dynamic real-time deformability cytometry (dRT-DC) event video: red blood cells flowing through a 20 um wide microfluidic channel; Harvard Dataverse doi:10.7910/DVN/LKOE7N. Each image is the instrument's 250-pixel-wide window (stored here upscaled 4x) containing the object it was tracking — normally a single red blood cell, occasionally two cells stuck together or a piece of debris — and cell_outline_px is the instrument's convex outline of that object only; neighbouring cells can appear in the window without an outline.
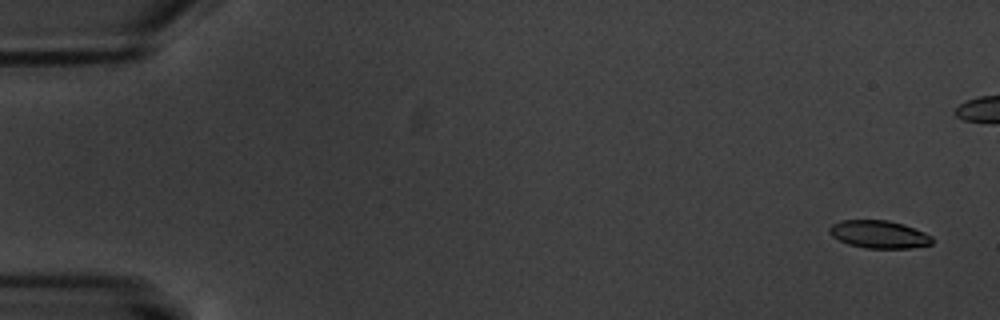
{"species": "common noctule bat (a hibernating species)", "species_latin": "Nyctalus noctula", "temperature_condition": "warm", "stored_images_in_passage": 18, "camera_frame_rate_fps": 3000, "um_per_image_px": 0.085, "animal": {"sex": "male", "body_mass_g": 20.1, "forearm_length_mm": 53.5}, "frame": {"image": 1, "passage_image": 1, "time_ms": 0.0, "image_size_px": [1000, 320], "cell_outline_px": [[932, 244], [912, 248], [864, 248], [848, 244], [832, 236], [828, 232], [828, 228], [832, 224], [840, 220], [888, 220], [904, 224], [924, 232], [932, 236]], "centroid_in_image_um": [74.7, 19.91], "position_along_channel_um": 10.3, "area_um2": 16.7}}
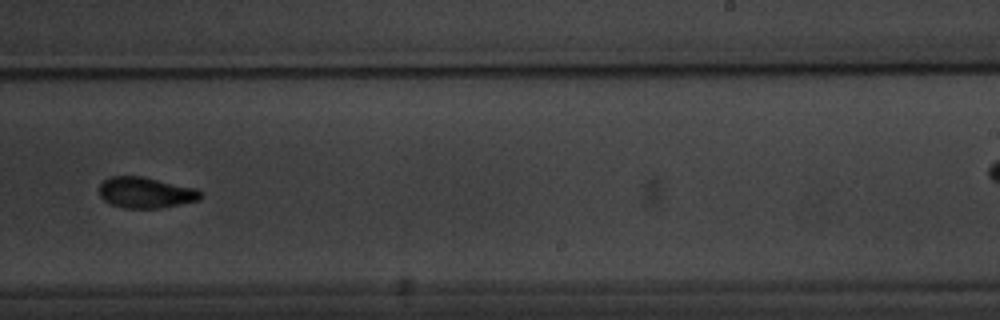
{"frame": {"image": 2, "passage_image": 11, "time_ms": 12.0, "image_size_px": [1000, 320], "cell_outline_px": [[204, 192], [200, 200], [160, 208], [124, 208], [112, 204], [104, 200], [100, 196], [100, 184], [108, 176], [140, 176], [196, 188]], "centroid_in_image_um": [12.41, 16.37], "position_along_channel_um": 276.6, "area_um2": 18.26}}
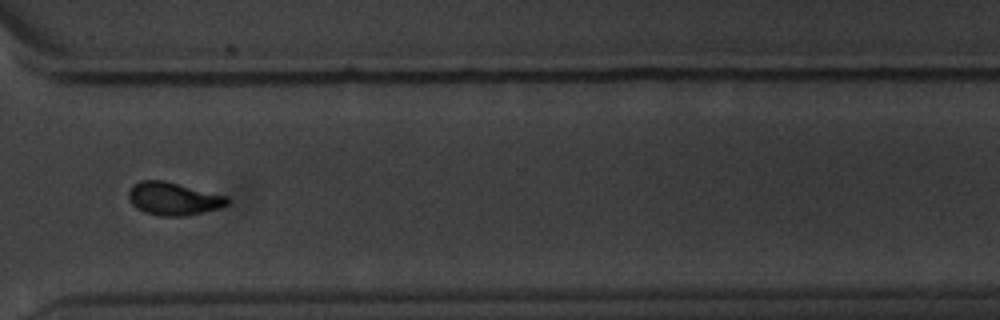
{"frame": {"image": 3, "passage_image": 13, "time_ms": 14.333, "image_size_px": [1000, 320], "cell_outline_px": [[228, 204], [220, 208], [184, 216], [160, 216], [144, 212], [136, 208], [128, 200], [128, 192], [140, 180], [164, 180], [228, 196]], "centroid_in_image_um": [14.73, 16.89], "position_along_channel_um": 355.9, "area_um2": 18.9}, "authors_computed_cell_mechanics": {"area_um2": 18.5538, "velocity_mm_per_s": 3.3973, "shape_relaxation_time_tau1_ms": 2.7975, "shape_relaxation_time_tau2_ms": 6.2171, "deformation_change_tau1": 0.0951, "deformation_change_tau2": 0.0958}}